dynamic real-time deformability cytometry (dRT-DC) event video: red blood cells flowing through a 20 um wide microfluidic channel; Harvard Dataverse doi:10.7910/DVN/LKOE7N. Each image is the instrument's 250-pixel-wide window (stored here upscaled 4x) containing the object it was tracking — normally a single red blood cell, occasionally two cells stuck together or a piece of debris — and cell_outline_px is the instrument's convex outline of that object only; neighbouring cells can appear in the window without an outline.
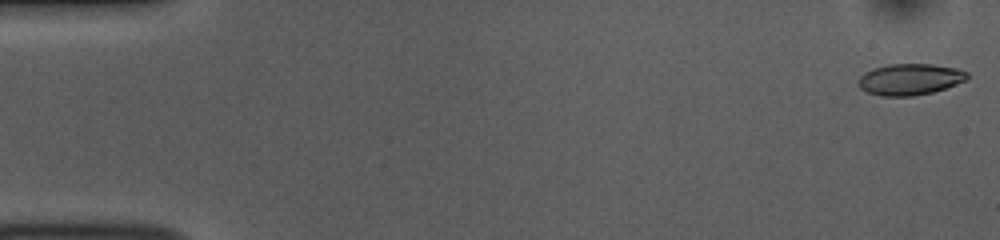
{"species": "common noctule bat (a hibernating species)", "species_latin": "Nyctalus noctula", "temperature_condition": "room temperature", "stored_images_in_passage": 53, "camera_frame_rate_fps": 3000, "um_per_image_px": 0.085, "animal": {"sex": "female", "body_mass_g": 10.0, "forearm_length_mm": 53.1}, "frame": {"image": 1, "passage_image": 1, "time_ms": 0.0, "image_size_px": [1000, 240], "cell_outline_px": [[968, 80], [932, 92], [912, 96], [880, 96], [868, 92], [860, 88], [860, 76], [864, 72], [888, 64], [932, 64], [956, 68], [968, 72]], "centroid_in_image_um": [77.37, 6.74], "position_along_channel_um": 7.6, "area_um2": 19.71}}
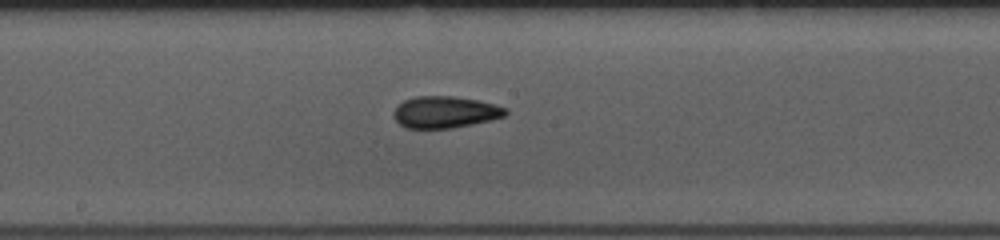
{"frame": {"image": 2, "passage_image": 28, "time_ms": 9.0, "image_size_px": [1000, 240], "cell_outline_px": [[508, 112], [504, 116], [492, 120], [452, 128], [404, 128], [392, 116], [396, 108], [404, 100], [416, 96], [452, 96], [476, 100], [508, 108]], "centroid_in_image_um": [37.83, 9.53], "position_along_channel_um": 210.4, "area_um2": 20.58}}
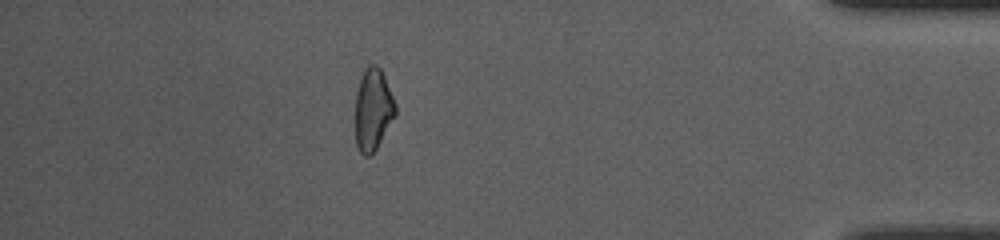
{"frame": {"image": 3, "passage_image": 47, "time_ms": 15.333, "image_size_px": [1000, 240], "cell_outline_px": [[396, 116], [376, 148], [368, 156], [364, 156], [360, 152], [356, 144], [356, 92], [364, 68], [368, 64], [376, 64], [380, 68], [384, 76], [396, 104]], "centroid_in_image_um": [31.71, 9.29], "position_along_channel_um": 403.5, "area_um2": 19.07}, "authors_computed_cell_mechanics": {"area_um2": 20.1144, "velocity_mm_per_s": 3.7476, "shape_relaxation_time_tau1_ms": 4.8332, "shape_relaxation_time_tau2_ms": 3.5981, "deformation_change_tau1": 0.1261, "deformation_change_tau2": 0.1006}}